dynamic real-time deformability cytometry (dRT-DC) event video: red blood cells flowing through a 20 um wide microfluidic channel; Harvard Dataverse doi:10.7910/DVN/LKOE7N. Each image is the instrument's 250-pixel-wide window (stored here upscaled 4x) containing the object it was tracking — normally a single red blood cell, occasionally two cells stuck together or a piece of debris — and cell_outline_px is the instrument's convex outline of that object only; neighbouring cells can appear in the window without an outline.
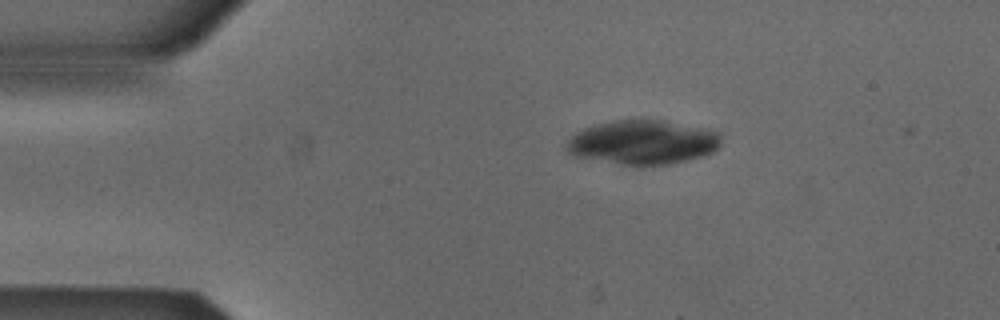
{"species": "Egyptian fruit bat (a non-hibernating species)", "species_latin": "Rousettus aegyptiacus", "temperature_condition": "cold", "stored_images_in_passage": 43, "camera_frame_rate_fps": 3000, "um_per_image_px": 0.085, "animal": {"sex": "male"}, "frame": {"image": 1, "passage_image": 1, "time_ms": 0.0, "image_size_px": [1000, 320], "cell_outline_px": [[720, 144], [712, 152], [704, 156], [668, 164], [640, 168], [576, 156], [568, 152], [564, 148], [568, 140], [576, 132], [584, 128], [596, 124], [612, 120], [664, 120], [704, 128], [720, 132]], "centroid_in_image_um": [54.63, 12.11], "position_along_channel_um": 30.4, "area_um2": 40.29}}
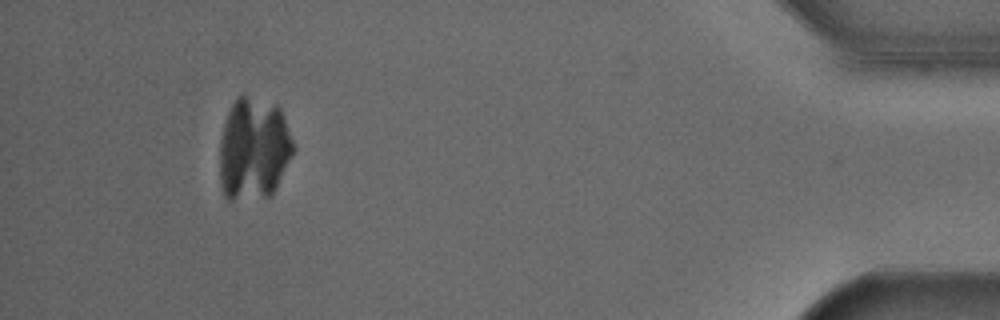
{"frame": {"image": 2, "passage_image": 40, "time_ms": 13.0, "image_size_px": [1000, 320], "cell_outline_px": [[292, 152], [276, 188], [268, 196], [232, 200], [228, 200], [224, 196], [220, 184], [220, 140], [224, 124], [228, 112], [236, 96], [244, 92], [276, 104], [280, 108], [284, 116], [292, 140]], "centroid_in_image_um": [21.53, 12.6], "position_along_channel_um": 413.7, "area_um2": 44.22}}